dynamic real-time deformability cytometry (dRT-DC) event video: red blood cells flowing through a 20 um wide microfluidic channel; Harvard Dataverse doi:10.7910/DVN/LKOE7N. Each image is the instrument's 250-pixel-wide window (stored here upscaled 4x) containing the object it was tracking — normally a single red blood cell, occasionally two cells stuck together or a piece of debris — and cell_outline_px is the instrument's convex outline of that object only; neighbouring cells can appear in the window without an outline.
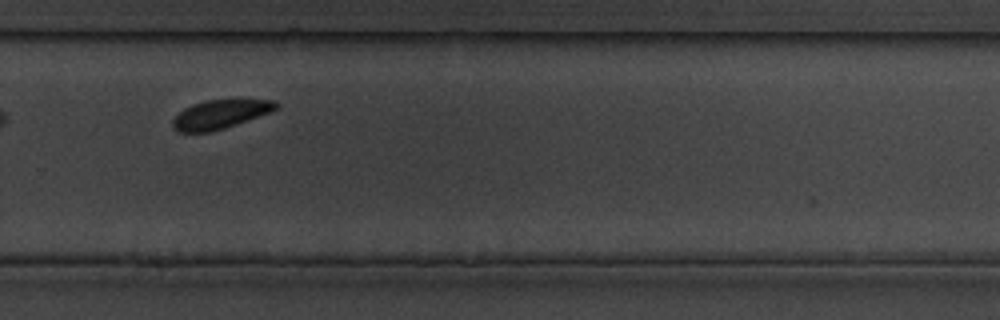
{"species": "common noctule bat (a hibernating species)", "species_latin": "Nyctalus noctula", "temperature_condition": "cold", "stored_images_in_passage": 26, "camera_frame_rate_fps": 3000, "um_per_image_px": 0.085, "animal": {"sex": "male", "body_mass_g": 19.5, "forearm_length_mm": 54.6}, "frame": {"image": 1, "passage_image": 16, "time_ms": 20.0, "image_size_px": [1000, 320], "cell_outline_px": [[280, 104], [276, 108], [268, 112], [236, 124], [224, 128], [208, 132], [176, 132], [172, 124], [172, 120], [184, 108], [192, 104], [208, 100], [276, 100]], "centroid_in_image_um": [18.67, 9.72], "position_along_channel_um": 311.1, "area_um2": 16.99}}